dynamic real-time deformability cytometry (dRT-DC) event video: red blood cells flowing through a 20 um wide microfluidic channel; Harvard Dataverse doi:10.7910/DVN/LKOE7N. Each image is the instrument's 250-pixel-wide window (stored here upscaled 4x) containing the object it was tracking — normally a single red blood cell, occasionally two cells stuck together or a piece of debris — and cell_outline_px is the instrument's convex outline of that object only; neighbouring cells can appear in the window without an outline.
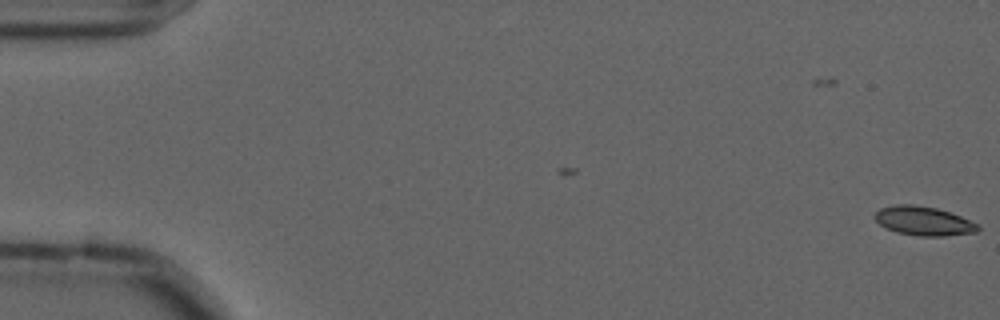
{"species": "common noctule bat (a hibernating species)", "species_latin": "Nyctalus noctula", "temperature_condition": "cold", "stored_images_in_passage": 58, "camera_frame_rate_fps": 3000, "um_per_image_px": 0.085, "animal": {"sex": "male", "forearm_length_mm": 52.5}, "frame": {"image": 1, "passage_image": 1, "time_ms": 0.0, "image_size_px": [1000, 320], "cell_outline_px": [[980, 228], [976, 232], [944, 236], [920, 236], [896, 232], [880, 224], [872, 216], [880, 208], [896, 204], [912, 204], [936, 208], [960, 216], [980, 224]], "centroid_in_image_um": [78.51, 18.78], "position_along_channel_um": 6.5, "area_um2": 17.4}}
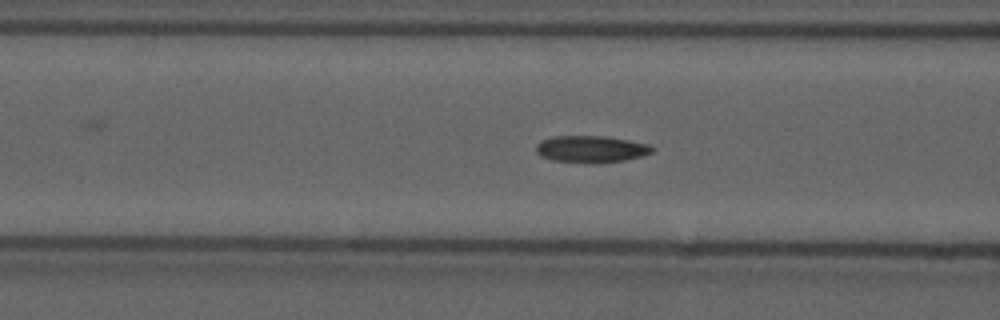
{"frame": {"image": 2, "passage_image": 23, "time_ms": 7.333, "image_size_px": [1000, 320], "cell_outline_px": [[656, 148], [652, 152], [640, 156], [624, 160], [596, 164], [552, 160], [540, 156], [536, 152], [536, 144], [540, 140], [552, 136], [604, 136], [628, 140], [648, 144]], "centroid_in_image_um": [50.21, 12.67], "position_along_channel_um": 116.4, "area_um2": 18.32}}
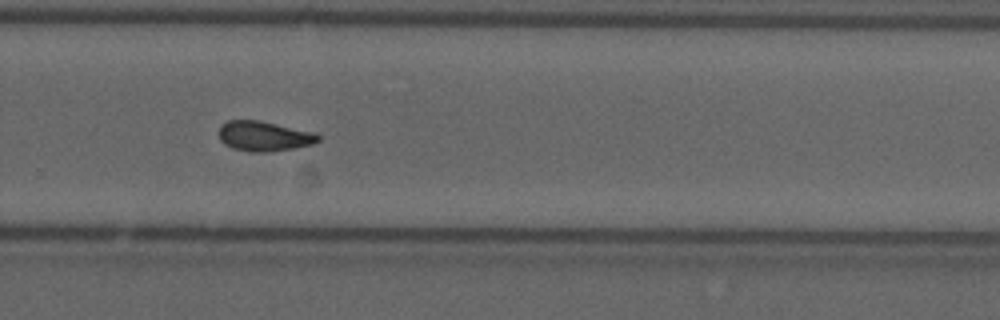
{"frame": {"image": 3, "passage_image": 39, "time_ms": 12.667, "image_size_px": [1000, 320], "cell_outline_px": [[320, 140], [312, 144], [296, 148], [272, 152], [252, 152], [232, 148], [224, 144], [220, 140], [220, 124], [228, 120], [260, 120], [312, 132], [320, 136]], "centroid_in_image_um": [22.43, 11.58], "position_along_channel_um": 307.4, "area_um2": 17.4}, "authors_computed_cell_mechanics": {"area_um2": 17.2244, "velocity_mm_per_s": 3.599, "shape_relaxation_time_tau1_ms": 6.6547, "shape_relaxation_time_tau2_ms": 3.9555, "deformation_change_tau1": 0.1461, "deformation_change_tau2": 0.1016}}